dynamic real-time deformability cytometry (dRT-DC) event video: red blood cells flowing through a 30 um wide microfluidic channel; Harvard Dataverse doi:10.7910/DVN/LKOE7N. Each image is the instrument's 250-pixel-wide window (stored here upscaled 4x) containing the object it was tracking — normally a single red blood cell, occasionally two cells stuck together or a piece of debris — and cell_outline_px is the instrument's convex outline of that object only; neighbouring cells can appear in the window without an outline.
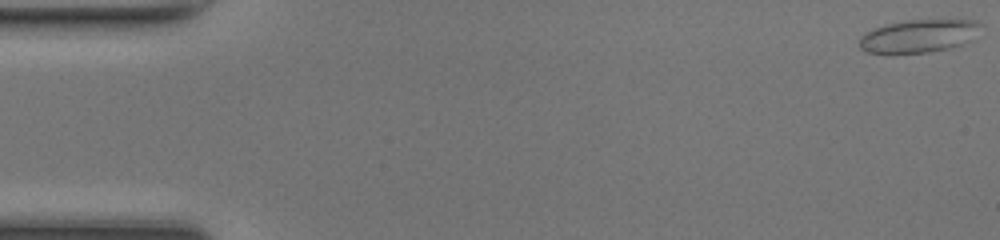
{"species": "common noctule bat (a hibernating species)", "species_latin": "Nyctalus noctula", "temperature_condition": "room temperature", "stored_images_in_passage": 42, "camera_frame_rate_fps": 3000, "um_per_image_px": 0.085, "animal": {"sex": "female", "body_mass_g": 17.0, "forearm_length_mm": 48.0}, "frame": {"image": 1, "passage_image": 1, "time_ms": 0.0, "image_size_px": [1000, 240], "cell_outline_px": [[984, 24], [972, 40], [948, 48], [928, 52], [892, 56], [868, 52], [860, 48], [860, 36], [872, 28], [904, 20], [976, 20]], "centroid_in_image_um": [78.06, 3.09], "position_along_channel_um": 6.9, "area_um2": 23.93}}
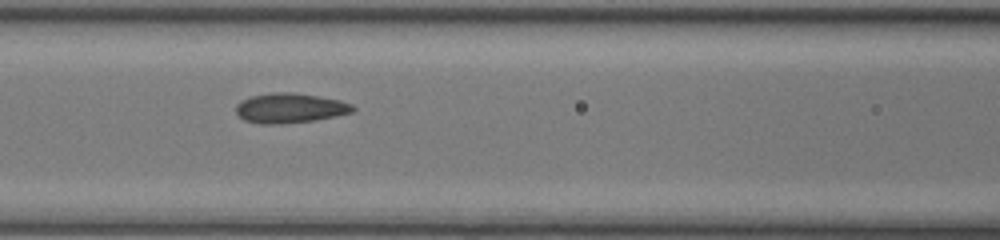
{"frame": {"image": 2, "passage_image": 21, "time_ms": 6.667, "image_size_px": [1000, 240], "cell_outline_px": [[356, 108], [352, 112], [336, 116], [316, 120], [280, 124], [260, 124], [244, 120], [236, 112], [236, 104], [240, 100], [252, 96], [272, 92], [292, 92], [340, 100], [352, 104]], "centroid_in_image_um": [24.63, 9.19], "position_along_channel_um": 142.0, "area_um2": 20.35}}
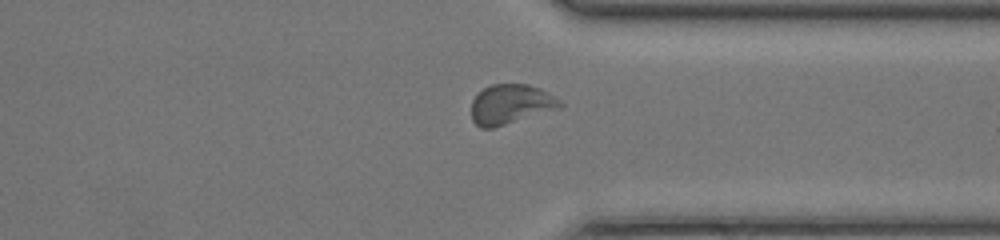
{"frame": {"image": 3, "passage_image": 37, "time_ms": 12.0, "image_size_px": [1000, 240], "cell_outline_px": [[564, 104], [560, 108], [492, 128], [480, 128], [472, 120], [472, 100], [484, 88], [492, 84], [528, 84], [540, 88], [560, 100]], "centroid_in_image_um": [43.41, 8.86], "position_along_channel_um": 368.0, "area_um2": 20.35}}